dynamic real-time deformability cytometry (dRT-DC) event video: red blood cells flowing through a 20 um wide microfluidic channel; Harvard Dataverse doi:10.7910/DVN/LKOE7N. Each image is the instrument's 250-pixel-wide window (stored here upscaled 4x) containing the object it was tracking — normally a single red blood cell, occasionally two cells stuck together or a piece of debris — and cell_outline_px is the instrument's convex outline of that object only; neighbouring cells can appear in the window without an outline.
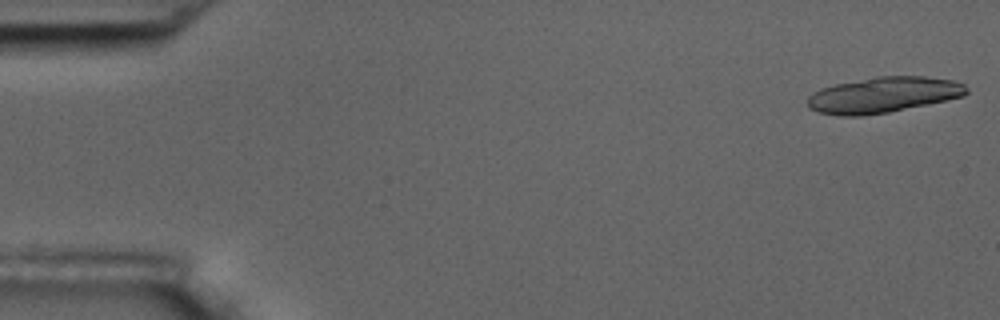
{"species": "common noctule bat (a hibernating species)", "species_latin": "Nyctalus noctula", "temperature_condition": "room temperature", "stored_images_in_passage": 7, "camera_frame_rate_fps": 3000, "um_per_image_px": 0.085, "animal": {"sex": "male", "body_mass_g": 17.5, "forearm_length_mm": 52.3}, "frame": {"image": 1, "passage_image": 1, "time_ms": 0.0, "image_size_px": [1000, 320], "cell_outline_px": [[968, 92], [964, 96], [928, 104], [888, 112], [860, 116], [840, 116], [820, 112], [808, 108], [808, 96], [812, 92], [820, 88], [836, 84], [876, 76], [924, 76], [952, 80], [964, 84]], "centroid_in_image_um": [75.06, 8.06], "position_along_channel_um": 9.9, "area_um2": 33.0}}